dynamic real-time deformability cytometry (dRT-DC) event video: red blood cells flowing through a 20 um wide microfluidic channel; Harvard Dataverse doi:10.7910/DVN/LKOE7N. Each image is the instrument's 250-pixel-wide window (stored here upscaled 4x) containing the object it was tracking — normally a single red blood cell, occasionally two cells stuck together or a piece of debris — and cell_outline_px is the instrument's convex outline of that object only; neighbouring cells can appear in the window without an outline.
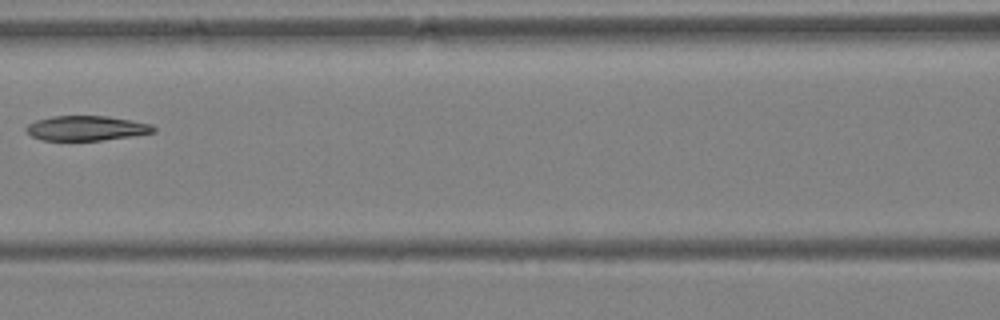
{"species": "Egyptian fruit bat (a non-hibernating species)", "species_latin": "Rousettus aegyptiacus", "temperature_condition": "warm", "stored_images_in_passage": 6, "camera_frame_rate_fps": 3000, "um_per_image_px": 0.085, "animal": {"sex": "female"}, "frame": {"image": 1, "passage_image": 6, "time_ms": 1.667, "image_size_px": [1000, 320], "cell_outline_px": [[156, 132], [136, 136], [104, 140], [40, 140], [32, 136], [24, 128], [28, 124], [36, 120], [52, 116], [108, 116], [152, 124], [156, 128]], "centroid_in_image_um": [7.38, 10.9], "position_along_channel_um": 159.2, "area_um2": 18.55}}